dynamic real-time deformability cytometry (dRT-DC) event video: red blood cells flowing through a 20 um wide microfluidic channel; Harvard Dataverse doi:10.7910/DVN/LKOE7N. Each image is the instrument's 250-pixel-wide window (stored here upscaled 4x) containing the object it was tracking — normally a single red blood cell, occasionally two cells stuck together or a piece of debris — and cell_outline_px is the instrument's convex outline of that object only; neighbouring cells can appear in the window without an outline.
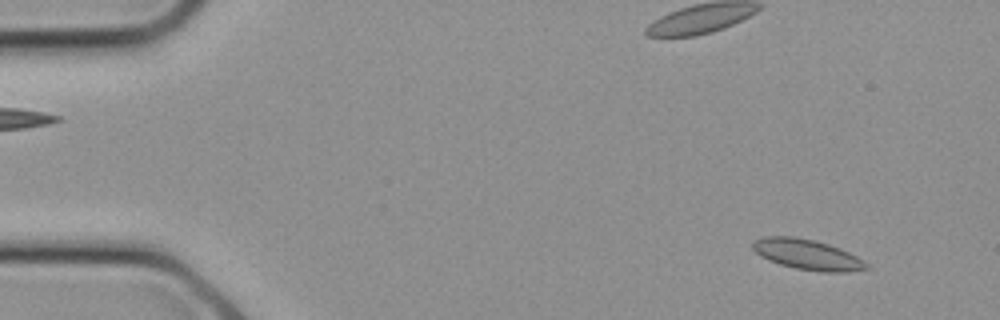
{"species": "common noctule bat (a hibernating species)", "species_latin": "Nyctalus noctula", "temperature_condition": "cold", "stored_images_in_passage": 11, "camera_frame_rate_fps": 3000, "um_per_image_px": 0.085, "animal": {"sex": "female", "body_mass_g": 21.9}, "frame": {"image": 1, "passage_image": 2, "time_ms": 0.333, "image_size_px": [1000, 320], "cell_outline_px": [[868, 268], [848, 272], [820, 272], [796, 268], [780, 264], [768, 260], [760, 256], [752, 248], [752, 240], [764, 236], [796, 236], [828, 244], [840, 248], [864, 260], [868, 264]], "centroid_in_image_um": [68.59, 21.63], "position_along_channel_um": 16.4, "area_um2": 20.17}}
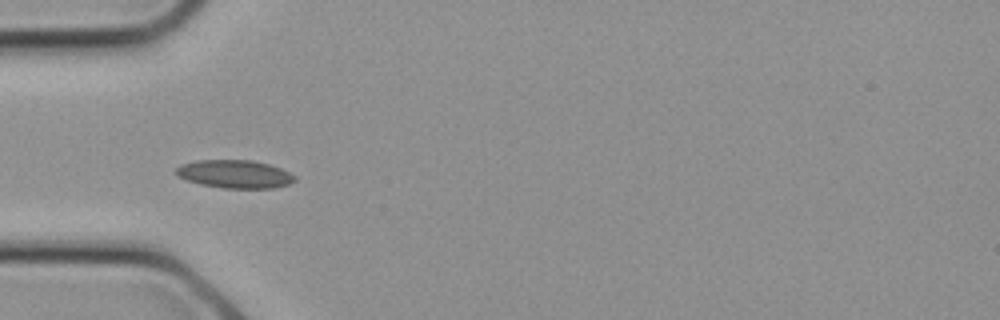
{"frame": {"image": 2, "passage_image": 8, "time_ms": 2.333, "image_size_px": [1000, 320], "cell_outline_px": [[296, 180], [288, 184], [276, 188], [224, 188], [200, 184], [176, 176], [176, 168], [180, 164], [196, 160], [252, 160], [268, 164], [280, 168], [296, 176]], "centroid_in_image_um": [19.94, 14.79], "position_along_channel_um": 65.1, "area_um2": 19.48}}
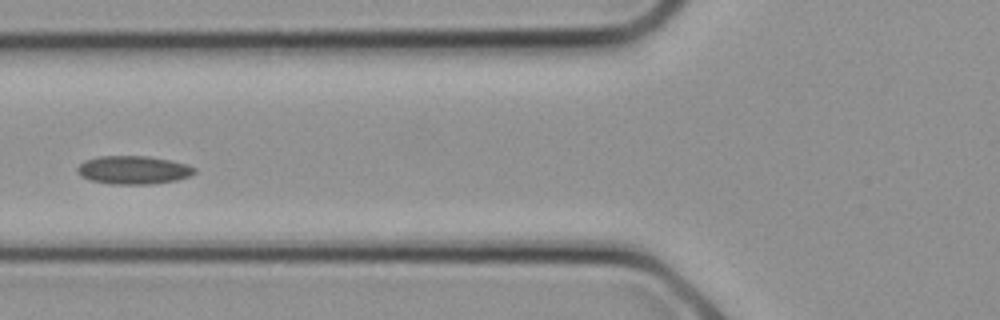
{"frame": {"image": 3, "passage_image": 10, "time_ms": 3.0, "image_size_px": [1000, 320], "cell_outline_px": [[196, 172], [188, 176], [176, 180], [148, 184], [112, 184], [88, 180], [80, 176], [76, 172], [76, 168], [84, 160], [100, 156], [148, 156], [172, 160], [188, 164], [196, 168]], "centroid_in_image_um": [11.31, 14.44], "position_along_channel_um": 114.5, "area_um2": 19.48}}